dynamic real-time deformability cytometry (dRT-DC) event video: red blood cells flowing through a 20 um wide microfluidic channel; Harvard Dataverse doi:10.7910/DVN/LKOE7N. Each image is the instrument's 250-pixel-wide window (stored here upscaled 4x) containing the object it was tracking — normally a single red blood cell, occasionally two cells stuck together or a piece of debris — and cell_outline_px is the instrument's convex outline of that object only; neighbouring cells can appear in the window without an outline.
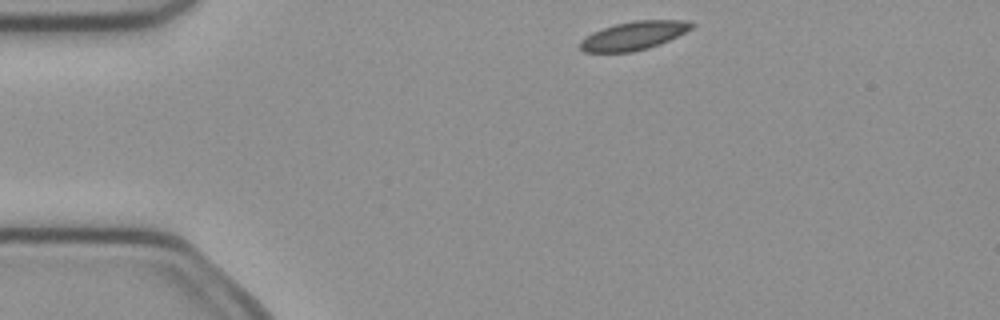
{"species": "common noctule bat (a hibernating species)", "species_latin": "Nyctalus noctula", "temperature_condition": "cold", "stored_images_in_passage": 4, "camera_frame_rate_fps": 3000, "um_per_image_px": 0.085, "animal": {"sex": "female", "body_mass_g": 21.9}, "frame": {"image": 1, "passage_image": 1, "time_ms": 0.0, "image_size_px": [1000, 320], "cell_outline_px": [[696, 24], [692, 28], [660, 44], [648, 48], [632, 52], [584, 52], [580, 48], [580, 40], [592, 32], [616, 24], [636, 20], [684, 20]], "centroid_in_image_um": [53.85, 3.03], "position_along_channel_um": 31.1, "area_um2": 18.32}}
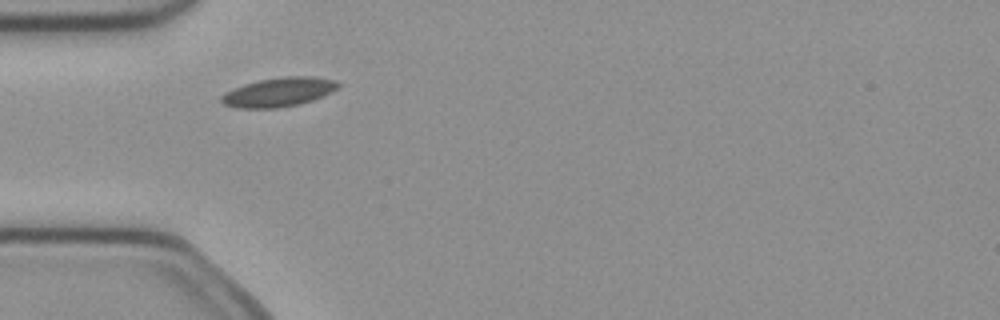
{"frame": {"image": 2, "passage_image": 2, "time_ms": 0.333, "image_size_px": [1000, 320], "cell_outline_px": [[340, 88], [324, 96], [300, 104], [276, 108], [236, 108], [224, 104], [220, 100], [220, 96], [224, 92], [244, 84], [260, 80], [284, 76], [312, 76], [336, 80], [340, 84]], "centroid_in_image_um": [23.71, 7.83], "position_along_channel_um": 61.3, "area_um2": 20.0}}
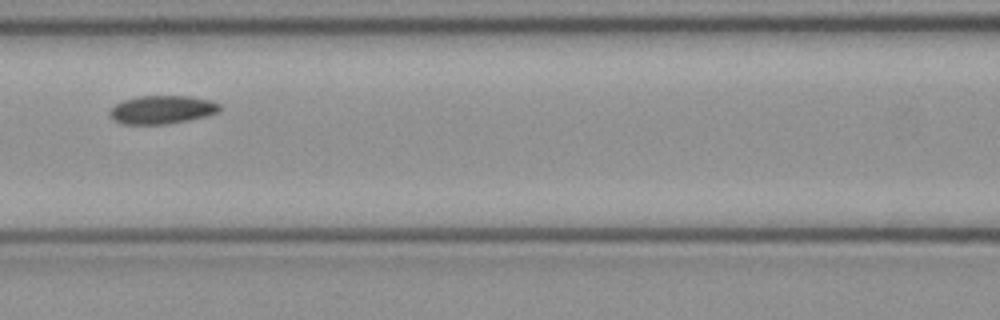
{"frame": {"image": 3, "passage_image": 4, "time_ms": 1.0, "image_size_px": [1000, 320], "cell_outline_px": [[220, 112], [208, 116], [168, 124], [120, 124], [112, 120], [108, 112], [116, 104], [124, 100], [140, 96], [188, 96], [212, 100], [220, 104]], "centroid_in_image_um": [13.79, 9.33], "position_along_channel_um": 152.8, "area_um2": 18.32}}